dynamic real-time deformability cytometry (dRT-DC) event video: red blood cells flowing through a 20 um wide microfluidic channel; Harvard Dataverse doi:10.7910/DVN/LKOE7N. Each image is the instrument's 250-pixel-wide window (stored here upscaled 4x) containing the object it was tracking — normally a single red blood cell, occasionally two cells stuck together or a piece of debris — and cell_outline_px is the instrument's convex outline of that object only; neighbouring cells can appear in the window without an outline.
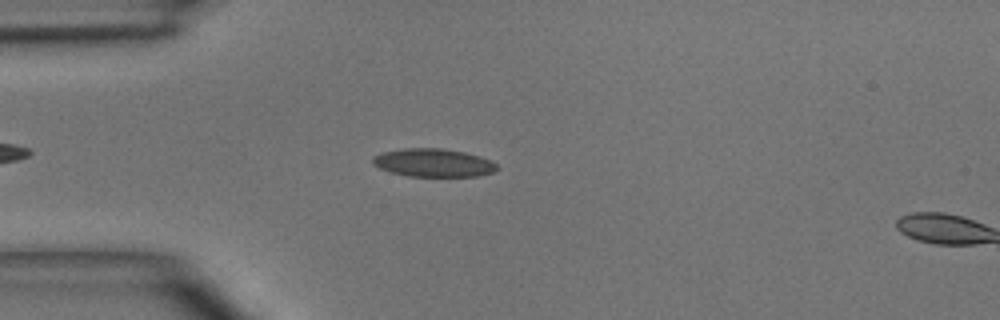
{"species": "common noctule bat (a hibernating species)", "species_latin": "Nyctalus noctula", "temperature_condition": "room temperature", "stored_images_in_passage": 5, "camera_frame_rate_fps": 3000, "um_per_image_px": 0.085, "animal": {"sex": "male", "body_mass_g": 15.6}, "frame": {"image": 1, "passage_image": 4, "time_ms": 3.333, "image_size_px": [1000, 320], "cell_outline_px": [[500, 168], [492, 172], [476, 176], [408, 176], [392, 172], [380, 168], [372, 164], [372, 156], [380, 152], [404, 148], [440, 148], [464, 152], [480, 156], [492, 160]], "centroid_in_image_um": [36.82, 13.82], "position_along_channel_um": 48.2, "area_um2": 20.46}}